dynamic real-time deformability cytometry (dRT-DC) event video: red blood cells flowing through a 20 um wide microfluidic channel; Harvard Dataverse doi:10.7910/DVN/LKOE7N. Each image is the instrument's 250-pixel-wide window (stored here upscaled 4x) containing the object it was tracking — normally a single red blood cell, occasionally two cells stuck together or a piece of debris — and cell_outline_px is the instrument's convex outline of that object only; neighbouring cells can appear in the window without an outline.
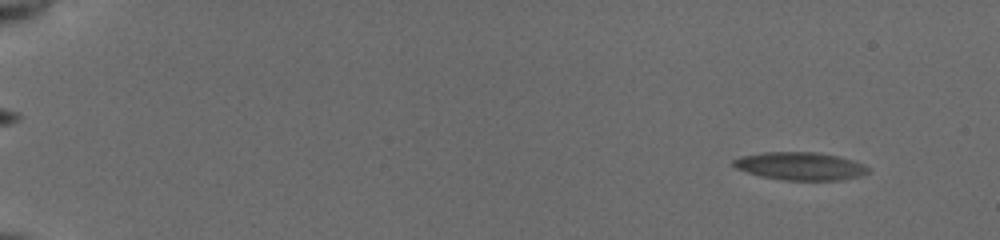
{"species": "common noctule bat (a hibernating species)", "species_latin": "Nyctalus noctula", "temperature_condition": "cold", "stored_images_in_passage": 56, "camera_frame_rate_fps": 3000, "um_per_image_px": 0.085, "animal": {"sex": "female", "body_mass_g": 19.5, "forearm_length_mm": 54.1}, "frame": {"image": 1, "passage_image": 5, "time_ms": 1.333, "image_size_px": [1000, 240], "cell_outline_px": [[868, 172], [856, 176], [840, 180], [784, 180], [760, 176], [736, 168], [732, 164], [732, 160], [740, 156], [764, 152], [816, 152], [836, 156], [852, 160], [868, 168]], "centroid_in_image_um": [67.94, 14.11], "position_along_channel_um": 17.1, "area_um2": 21.56}}
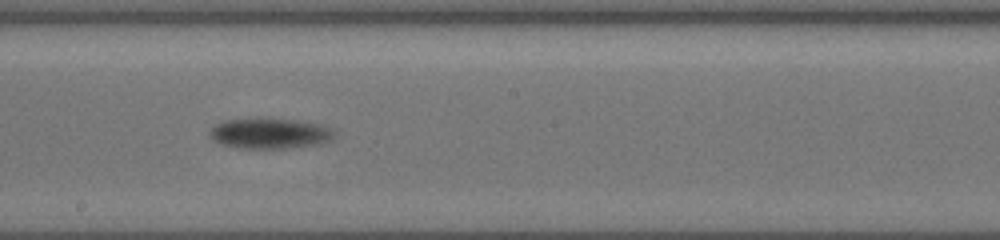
{"frame": {"image": 2, "passage_image": 34, "time_ms": 11.0, "image_size_px": [1000, 240], "cell_outline_px": [[336, 136], [332, 140], [320, 144], [292, 148], [236, 148], [220, 144], [212, 140], [208, 136], [208, 132], [216, 124], [224, 120], [292, 120], [316, 124], [328, 128], [336, 132]], "centroid_in_image_um": [22.91, 11.38], "position_along_channel_um": 225.3, "area_um2": 21.79}}
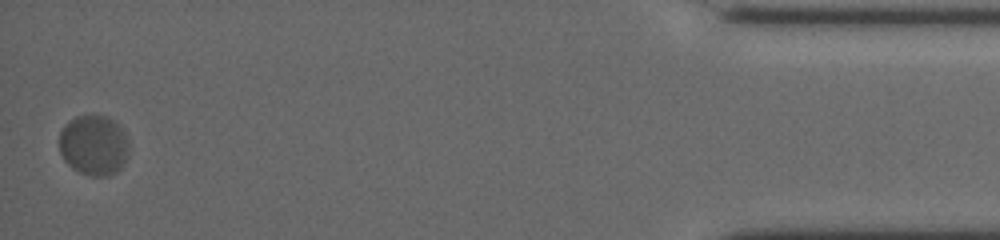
{"frame": {"image": 3, "passage_image": 56, "time_ms": 18.333, "image_size_px": [1000, 240], "cell_outline_px": [[128, 156], [120, 168], [116, 172], [108, 176], [92, 176], [80, 172], [72, 168], [64, 160], [60, 152], [60, 132], [64, 124], [68, 120], [76, 116], [104, 116], [112, 120], [124, 132], [128, 148]], "centroid_in_image_um": [7.94, 12.36], "position_along_channel_um": 427.3, "area_um2": 24.28}, "authors_computed_cell_mechanics": {"area_um2": 21.7906, "velocity_mm_per_s": 3.7483, "shape_relaxation_time_tau1_ms": 3.8231, "shape_relaxation_time_tau2_ms": null, "deformation_change_tau1": 0.0814, "deformation_change_tau2": null}}